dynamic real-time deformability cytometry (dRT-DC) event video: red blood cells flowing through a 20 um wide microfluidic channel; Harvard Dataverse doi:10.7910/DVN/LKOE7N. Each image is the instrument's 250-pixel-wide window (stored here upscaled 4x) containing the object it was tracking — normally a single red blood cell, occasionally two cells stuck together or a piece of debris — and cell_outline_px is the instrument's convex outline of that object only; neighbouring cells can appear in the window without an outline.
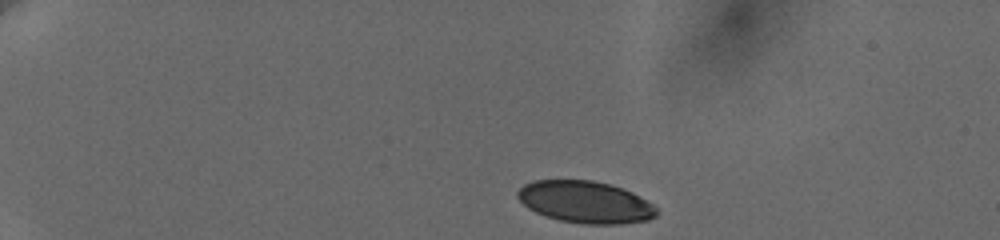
{"species": "human", "species_latin": "Homo sapiens", "temperature_condition": "cold", "stored_images_in_passage": 16, "camera_frame_rate_fps": 3000, "um_per_image_px": 0.085, "donor": {"sex": "female"}, "frame": {"image": 1, "passage_image": 1, "time_ms": 0.0, "image_size_px": [1000, 240], "cell_outline_px": [[660, 212], [656, 216], [648, 220], [620, 224], [584, 224], [560, 220], [544, 216], [528, 208], [516, 196], [516, 192], [524, 184], [532, 180], [592, 180], [608, 184], [632, 192], [640, 196], [652, 204]], "centroid_in_image_um": [49.75, 17.18], "position_along_channel_um": 35.3, "area_um2": 34.04}}